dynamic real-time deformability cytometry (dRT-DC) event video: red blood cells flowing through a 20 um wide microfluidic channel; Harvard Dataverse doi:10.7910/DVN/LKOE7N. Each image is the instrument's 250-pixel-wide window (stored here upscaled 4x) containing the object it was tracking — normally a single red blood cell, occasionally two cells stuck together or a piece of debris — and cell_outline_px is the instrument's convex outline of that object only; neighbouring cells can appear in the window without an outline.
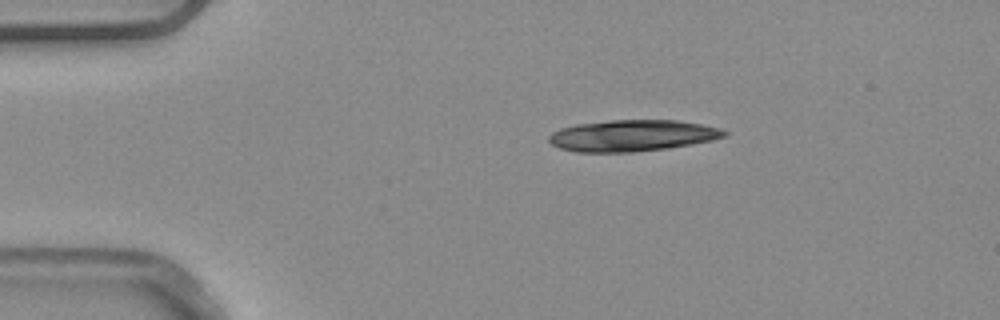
{"species": "common noctule bat (a hibernating species)", "species_latin": "Nyctalus noctula", "temperature_condition": "warm", "stored_images_in_passage": 3, "camera_frame_rate_fps": 3000, "um_per_image_px": 0.085, "animal": {"sex": "male", "body_mass_g": 20.4}, "frame": {"image": 1, "passage_image": 1, "time_ms": 0.0, "image_size_px": [1000, 320], "cell_outline_px": [[728, 136], [712, 140], [692, 144], [668, 148], [632, 152], [576, 152], [560, 148], [552, 144], [548, 140], [548, 136], [552, 132], [560, 128], [576, 124], [608, 120], [676, 120], [704, 124], [724, 128], [728, 132]], "centroid_in_image_um": [53.79, 11.52], "position_along_channel_um": 31.2, "area_um2": 32.43}}